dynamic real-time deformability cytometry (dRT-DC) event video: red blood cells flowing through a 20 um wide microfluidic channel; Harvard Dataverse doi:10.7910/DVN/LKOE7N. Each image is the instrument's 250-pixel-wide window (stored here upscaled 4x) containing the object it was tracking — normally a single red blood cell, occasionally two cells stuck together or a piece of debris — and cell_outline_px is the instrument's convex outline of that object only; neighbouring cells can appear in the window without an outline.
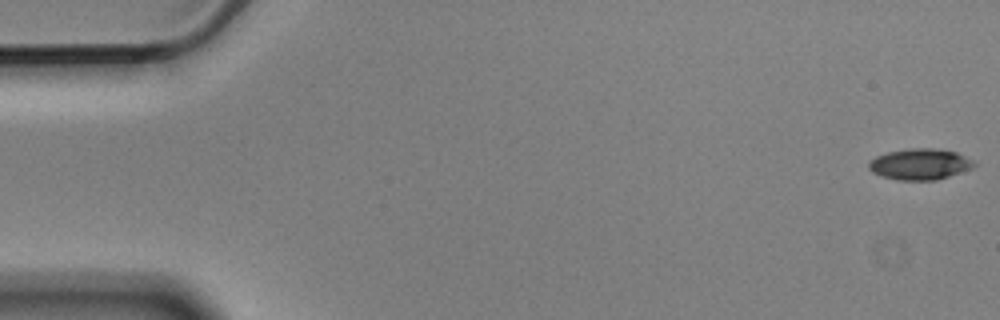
{"species": "Egyptian fruit bat (a non-hibernating species)", "species_latin": "Rousettus aegyptiacus", "temperature_condition": "cold", "stored_images_in_passage": 5, "camera_frame_rate_fps": 3000, "um_per_image_px": 0.085, "animal": {"sex": "male"}, "frame": {"image": 1, "passage_image": 1, "time_ms": 0.0, "image_size_px": [1000, 320], "cell_outline_px": [[976, 164], [972, 168], [936, 180], [896, 180], [880, 176], [872, 172], [868, 168], [868, 164], [876, 156], [888, 152], [908, 148], [936, 148], [956, 152], [972, 160]], "centroid_in_image_um": [78.17, 13.95], "position_along_channel_um": 6.8, "area_um2": 19.02}}
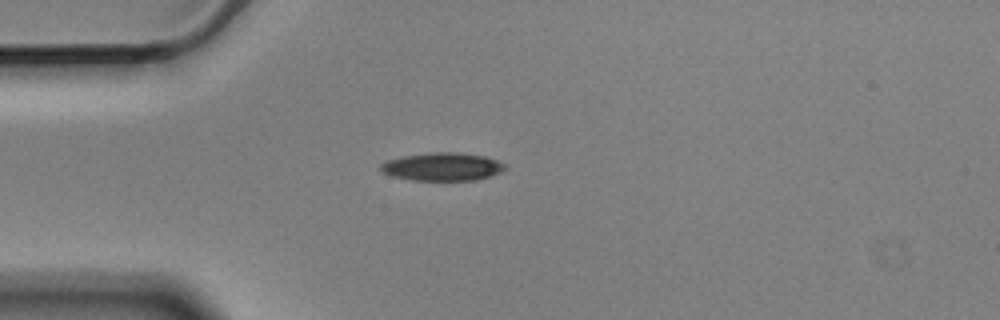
{"frame": {"image": 2, "passage_image": 5, "time_ms": 1.333, "image_size_px": [1000, 320], "cell_outline_px": [[504, 168], [500, 172], [476, 180], [412, 180], [392, 176], [384, 172], [380, 168], [380, 164], [388, 160], [400, 156], [432, 152], [460, 152], [484, 156], [496, 160], [504, 164]], "centroid_in_image_um": [37.57, 14.16], "position_along_channel_um": 47.4, "area_um2": 20.17}}